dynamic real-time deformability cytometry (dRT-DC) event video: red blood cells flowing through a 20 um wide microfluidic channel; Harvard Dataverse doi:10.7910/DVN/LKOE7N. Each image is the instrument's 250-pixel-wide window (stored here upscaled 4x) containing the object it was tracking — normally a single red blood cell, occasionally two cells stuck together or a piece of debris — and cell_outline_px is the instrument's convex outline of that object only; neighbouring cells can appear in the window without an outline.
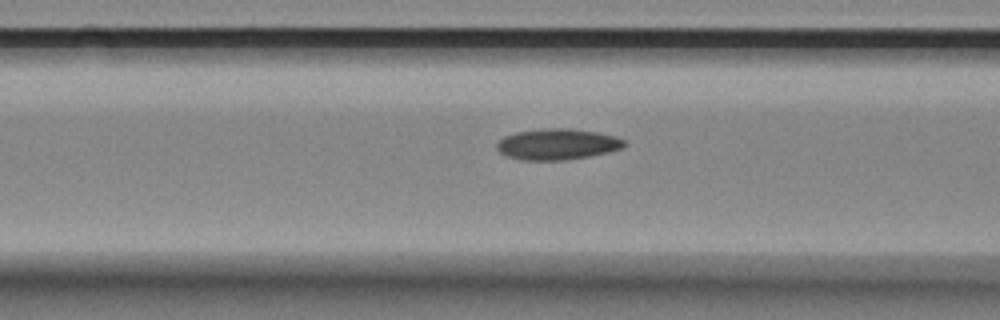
{"species": "Egyptian fruit bat (a non-hibernating species)", "species_latin": "Rousettus aegyptiacus", "temperature_condition": "room temperature", "stored_images_in_passage": 8, "camera_frame_rate_fps": 3000, "um_per_image_px": 0.085, "animal": {"sex": "female"}, "frame": {"image": 1, "passage_image": 8, "time_ms": 8.0, "image_size_px": [1000, 320], "cell_outline_px": [[628, 144], [620, 148], [608, 152], [588, 156], [564, 160], [520, 160], [508, 156], [500, 152], [496, 148], [496, 144], [504, 136], [516, 132], [544, 128], [572, 128], [596, 132], [616, 136], [624, 140]], "centroid_in_image_um": [47.37, 12.25], "position_along_channel_um": 119.2, "area_um2": 23.0}}